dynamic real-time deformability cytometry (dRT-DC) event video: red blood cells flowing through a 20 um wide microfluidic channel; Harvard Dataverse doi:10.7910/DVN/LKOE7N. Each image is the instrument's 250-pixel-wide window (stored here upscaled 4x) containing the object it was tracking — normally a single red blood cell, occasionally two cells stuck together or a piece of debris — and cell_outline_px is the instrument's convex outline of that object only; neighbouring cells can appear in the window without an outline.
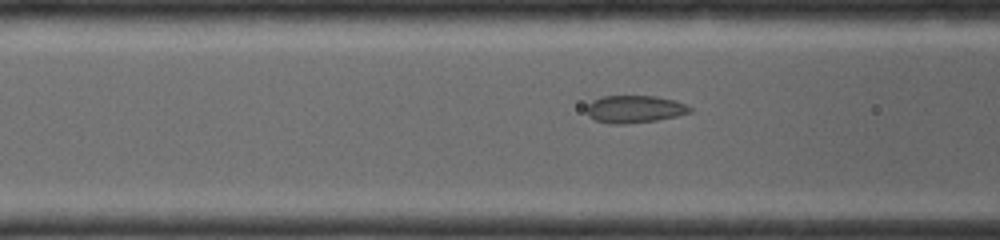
{"species": "common noctule bat (a hibernating species)", "species_latin": "Nyctalus noctula", "temperature_condition": "room temperature", "stored_images_in_passage": 7, "camera_frame_rate_fps": 4000, "um_per_image_px": 0.085, "animal": {"sex": "female", "body_mass_g": 19.0, "forearm_length_mm": 56.7}, "frame": {"image": 1, "passage_image": 5, "time_ms": 1.5, "image_size_px": [1000, 240], "cell_outline_px": [[692, 112], [676, 116], [656, 120], [624, 124], [608, 124], [596, 120], [588, 116], [588, 104], [592, 100], [600, 96], [656, 96], [676, 100], [692, 108]], "centroid_in_image_um": [53.94, 9.27], "position_along_channel_um": 112.7, "area_um2": 16.53}}